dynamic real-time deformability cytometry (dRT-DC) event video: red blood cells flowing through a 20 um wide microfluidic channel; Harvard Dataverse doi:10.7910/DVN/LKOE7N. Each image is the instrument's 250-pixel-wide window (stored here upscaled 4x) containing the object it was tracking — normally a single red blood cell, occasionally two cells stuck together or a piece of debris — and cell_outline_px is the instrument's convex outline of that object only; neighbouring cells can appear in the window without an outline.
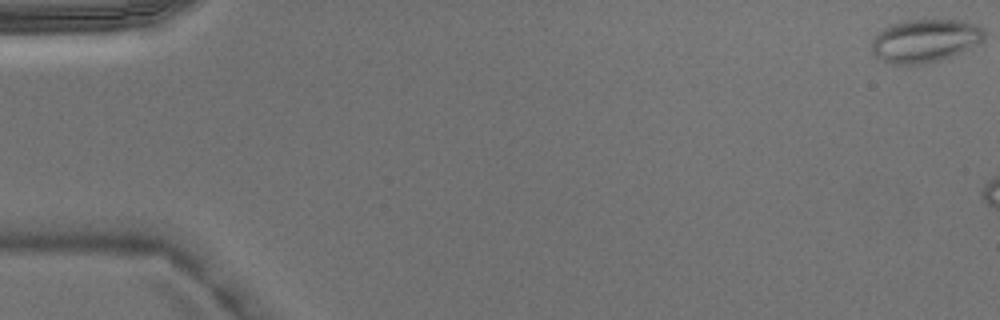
{"species": "Egyptian fruit bat (a non-hibernating species)", "species_latin": "Rousettus aegyptiacus", "temperature_condition": "warm", "stored_images_in_passage": 3, "camera_frame_rate_fps": 3000, "um_per_image_px": 0.085, "animal": {"sex": "male"}, "frame": {"image": 1, "passage_image": 1, "time_ms": 0.0, "image_size_px": [1000, 320], "cell_outline_px": [[984, 40], [980, 44], [960, 52], [936, 60], [920, 64], [892, 64], [876, 56], [872, 52], [872, 40], [876, 32], [892, 24], [908, 20], [960, 20], [976, 24], [984, 28]], "centroid_in_image_um": [78.63, 3.44], "position_along_channel_um": 6.4, "area_um2": 28.09}}